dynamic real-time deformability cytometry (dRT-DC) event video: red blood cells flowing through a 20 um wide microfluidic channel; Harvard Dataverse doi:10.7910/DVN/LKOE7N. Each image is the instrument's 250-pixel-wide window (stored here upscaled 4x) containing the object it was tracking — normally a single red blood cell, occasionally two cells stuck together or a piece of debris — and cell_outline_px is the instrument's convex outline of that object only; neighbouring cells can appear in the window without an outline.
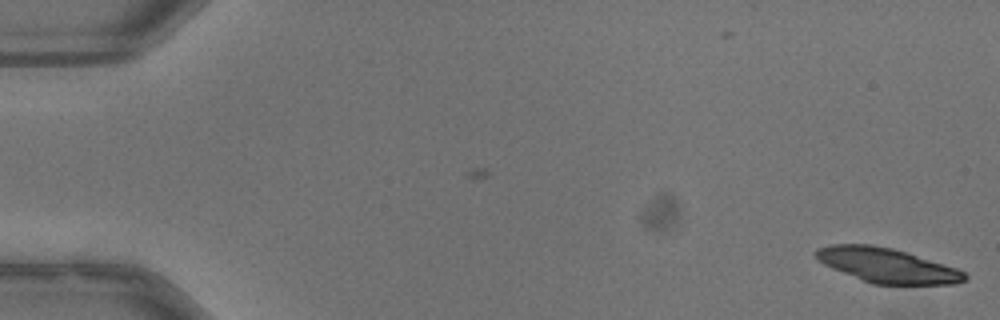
{"species": "common noctule bat (a hibernating species)", "species_latin": "Nyctalus noctula", "temperature_condition": "warm", "stored_images_in_passage": 4, "camera_frame_rate_fps": 3000, "um_per_image_px": 0.085, "animal": {"sex": "male", "body_mass_g": 13.3}, "frame": {"image": 1, "passage_image": 4, "time_ms": 1.0, "image_size_px": [1000, 320], "cell_outline_px": [[968, 280], [956, 284], [872, 284], [832, 268], [824, 264], [816, 256], [816, 248], [832, 244], [872, 244], [892, 248], [908, 252], [956, 268], [964, 272], [968, 276]], "centroid_in_image_um": [75.43, 22.55], "position_along_channel_um": 9.6, "area_um2": 29.88}}